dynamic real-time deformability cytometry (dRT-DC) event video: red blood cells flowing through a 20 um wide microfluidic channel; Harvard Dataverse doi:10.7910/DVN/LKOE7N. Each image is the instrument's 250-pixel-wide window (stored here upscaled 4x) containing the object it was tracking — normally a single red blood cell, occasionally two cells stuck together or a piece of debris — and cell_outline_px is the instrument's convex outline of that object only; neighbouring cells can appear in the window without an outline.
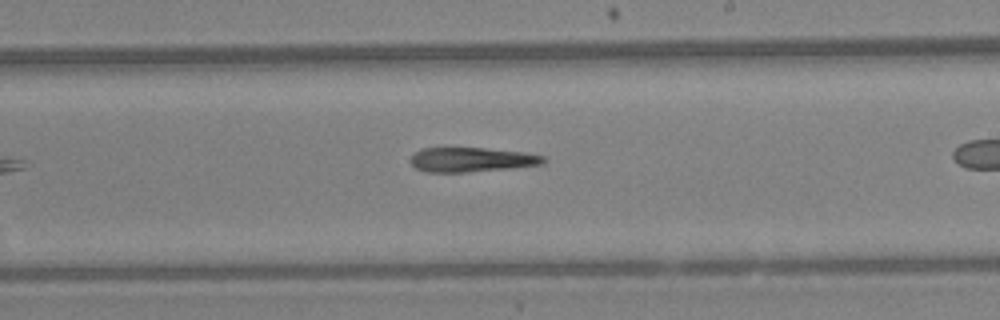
{"species": "Egyptian fruit bat (a non-hibernating species)", "species_latin": "Rousettus aegyptiacus", "temperature_condition": "warm", "stored_images_in_passage": 23, "camera_frame_rate_fps": 3000, "um_per_image_px": 0.085, "animal": {"sex": "female"}, "frame": {"image": 1, "passage_image": 14, "time_ms": 4.333, "image_size_px": [1000, 320], "cell_outline_px": [[544, 160], [540, 164], [504, 168], [464, 172], [424, 172], [416, 168], [412, 164], [412, 156], [420, 148], [484, 148], [524, 152], [544, 156]], "centroid_in_image_um": [40.02, 13.56], "position_along_channel_um": 249.0, "area_um2": 18.5}}
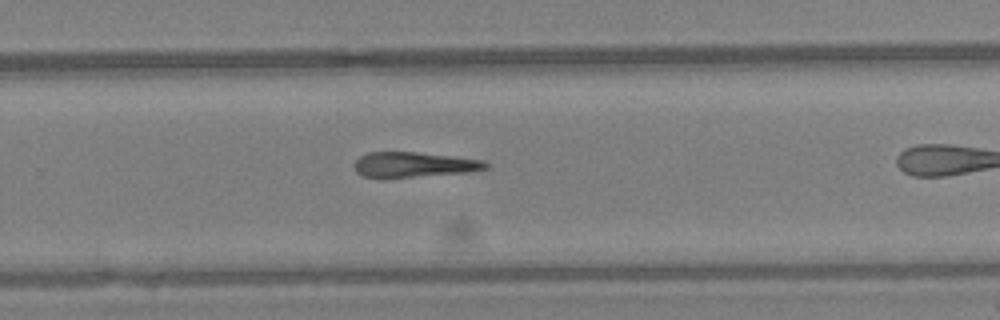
{"frame": {"image": 2, "passage_image": 17, "time_ms": 5.333, "image_size_px": [1000, 320], "cell_outline_px": [[488, 168], [464, 172], [412, 176], [364, 176], [356, 172], [352, 164], [360, 156], [368, 152], [416, 152], [484, 160], [488, 164]], "centroid_in_image_um": [35.15, 13.96], "position_along_channel_um": 294.7, "area_um2": 18.61}}